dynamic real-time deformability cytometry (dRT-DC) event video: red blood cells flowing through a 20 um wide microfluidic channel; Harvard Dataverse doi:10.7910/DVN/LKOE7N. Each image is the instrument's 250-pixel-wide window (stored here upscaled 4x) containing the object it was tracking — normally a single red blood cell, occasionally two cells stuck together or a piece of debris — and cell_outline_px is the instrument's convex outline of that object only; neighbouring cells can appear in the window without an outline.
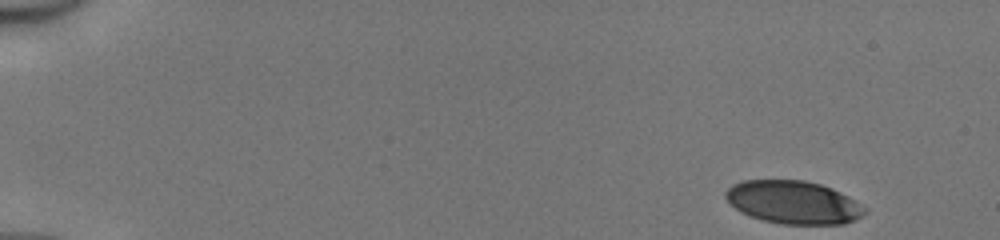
{"species": "human", "species_latin": "Homo sapiens", "temperature_condition": "cold", "stored_images_in_passage": 47, "camera_frame_rate_fps": 3000, "um_per_image_px": 0.085, "donor": {"sex": "male"}, "frame": {"image": 1, "passage_image": 1, "time_ms": 0.0, "image_size_px": [1000, 240], "cell_outline_px": [[868, 212], [856, 220], [844, 224], [780, 224], [764, 220], [740, 212], [724, 196], [724, 192], [732, 184], [744, 180], [804, 180], [820, 184], [832, 188], [856, 200], [868, 208]], "centroid_in_image_um": [67.48, 17.2], "position_along_channel_um": 17.5, "area_um2": 35.08}}
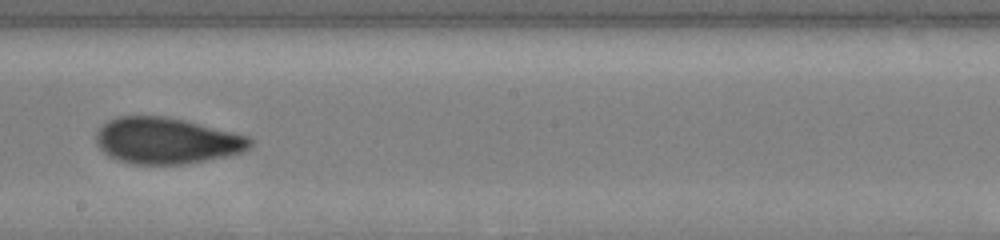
{"frame": {"image": 2, "passage_image": 27, "time_ms": 8.667, "image_size_px": [1000, 240], "cell_outline_px": [[252, 144], [244, 152], [184, 164], [132, 164], [108, 156], [96, 144], [96, 132], [108, 120], [116, 116], [164, 116], [184, 120], [252, 136]], "centroid_in_image_um": [14.17, 11.95], "position_along_channel_um": 234.0, "area_um2": 41.5}}
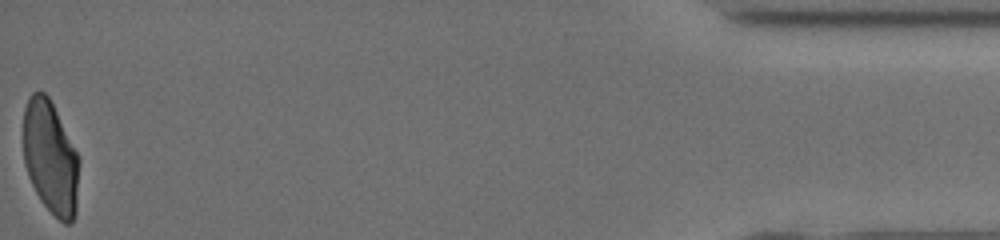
{"frame": {"image": 3, "passage_image": 47, "time_ms": 15.333, "image_size_px": [1000, 240], "cell_outline_px": [[80, 160], [76, 212], [72, 224], [64, 224], [40, 200], [28, 176], [24, 164], [24, 108], [28, 96], [32, 92], [44, 92], [48, 96], [80, 156]], "centroid_in_image_um": [4.31, 13.4], "position_along_channel_um": 430.9, "area_um2": 37.11}, "authors_computed_cell_mechanics": {"area_um2": 39.593, "velocity_mm_per_s": 4.1624, "shape_relaxation_time_tau1_ms": 4.2804, "shape_relaxation_time_tau2_ms": 1.3428, "deformation_change_tau1": 0.1587, "deformation_change_tau2": 0.0747}}